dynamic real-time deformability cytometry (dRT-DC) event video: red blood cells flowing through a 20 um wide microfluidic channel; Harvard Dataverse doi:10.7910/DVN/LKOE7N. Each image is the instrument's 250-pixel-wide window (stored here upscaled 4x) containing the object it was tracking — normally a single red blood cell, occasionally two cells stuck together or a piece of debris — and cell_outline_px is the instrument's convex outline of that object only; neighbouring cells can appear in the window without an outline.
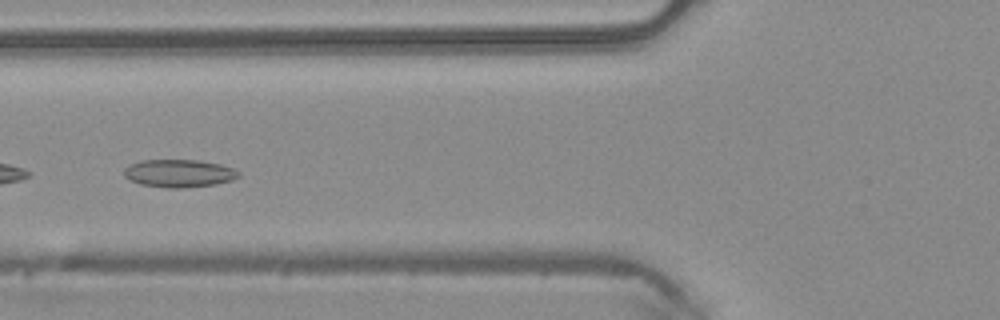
{"species": "common noctule bat (a hibernating species)", "species_latin": "Nyctalus noctula", "temperature_condition": "warm", "stored_images_in_passage": 3, "camera_frame_rate_fps": 3000, "um_per_image_px": 0.085, "animal": {"sex": "male", "body_mass_g": 20.4}, "frame": {"image": 1, "passage_image": 3, "time_ms": 0.667, "image_size_px": [1000, 320], "cell_outline_px": [[240, 176], [232, 180], [216, 184], [184, 188], [168, 188], [140, 184], [128, 180], [124, 176], [124, 168], [128, 164], [144, 160], [200, 160], [220, 164], [232, 168], [240, 172]], "centroid_in_image_um": [15.2, 14.73], "position_along_channel_um": 110.6, "area_um2": 18.73}}